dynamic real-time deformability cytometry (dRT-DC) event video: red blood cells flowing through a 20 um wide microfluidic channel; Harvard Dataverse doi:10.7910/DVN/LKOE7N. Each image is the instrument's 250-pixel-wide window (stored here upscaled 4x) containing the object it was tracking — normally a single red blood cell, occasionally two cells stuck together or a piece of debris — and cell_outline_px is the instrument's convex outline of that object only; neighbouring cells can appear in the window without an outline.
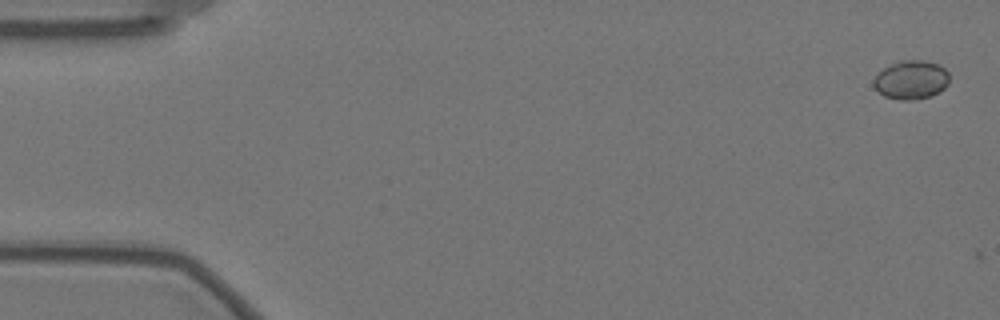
{"species": "Egyptian fruit bat (a non-hibernating species)", "species_latin": "Rousettus aegyptiacus", "temperature_condition": "warm", "stored_images_in_passage": 2, "camera_frame_rate_fps": 3000, "um_per_image_px": 0.085, "animal": {"sex": "female"}, "frame": {"image": 1, "passage_image": 1, "time_ms": 0.0, "image_size_px": [1000, 320], "cell_outline_px": [[948, 84], [940, 92], [932, 96], [908, 100], [900, 100], [884, 96], [872, 84], [872, 80], [884, 68], [900, 60], [924, 60], [940, 64], [948, 72]], "centroid_in_image_um": [77.47, 6.78], "position_along_channel_um": 7.5, "area_um2": 17.11}}